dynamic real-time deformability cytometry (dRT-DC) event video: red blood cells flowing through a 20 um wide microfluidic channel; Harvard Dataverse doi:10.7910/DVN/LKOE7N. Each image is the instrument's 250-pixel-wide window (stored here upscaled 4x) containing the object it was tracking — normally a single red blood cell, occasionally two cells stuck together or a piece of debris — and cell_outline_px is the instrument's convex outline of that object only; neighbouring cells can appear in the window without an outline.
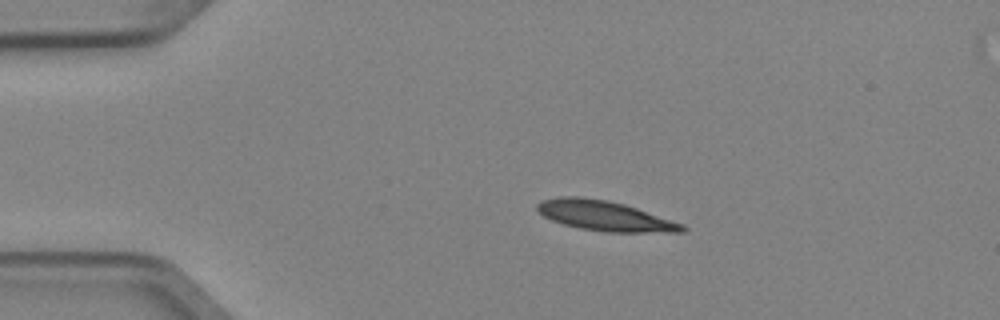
{"species": "Egyptian fruit bat (a non-hibernating species)", "species_latin": "Rousettus aegyptiacus", "temperature_condition": "cold", "stored_images_in_passage": 4, "camera_frame_rate_fps": 3000, "um_per_image_px": 0.085, "animal": {"sex": "female"}, "frame": {"image": 1, "passage_image": 3, "time_ms": 0.667, "image_size_px": [1000, 320], "cell_outline_px": [[688, 228], [684, 232], [608, 232], [580, 228], [564, 224], [552, 220], [544, 216], [536, 208], [536, 204], [544, 200], [560, 196], [580, 196], [608, 200], [624, 204], [684, 224]], "centroid_in_image_um": [51.42, 18.34], "position_along_channel_um": 33.6, "area_um2": 25.2}}
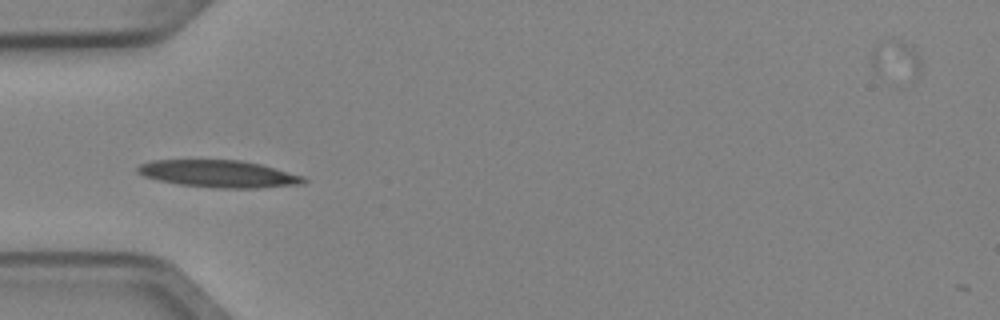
{"frame": {"image": 2, "passage_image": 4, "time_ms": 1.0, "image_size_px": [1000, 320], "cell_outline_px": [[308, 180], [304, 184], [260, 188], [212, 188], [180, 184], [160, 180], [144, 176], [136, 172], [136, 168], [140, 164], [152, 160], [240, 160], [260, 164], [304, 176]], "centroid_in_image_um": [18.62, 14.78], "position_along_channel_um": 66.4, "area_um2": 26.36}}